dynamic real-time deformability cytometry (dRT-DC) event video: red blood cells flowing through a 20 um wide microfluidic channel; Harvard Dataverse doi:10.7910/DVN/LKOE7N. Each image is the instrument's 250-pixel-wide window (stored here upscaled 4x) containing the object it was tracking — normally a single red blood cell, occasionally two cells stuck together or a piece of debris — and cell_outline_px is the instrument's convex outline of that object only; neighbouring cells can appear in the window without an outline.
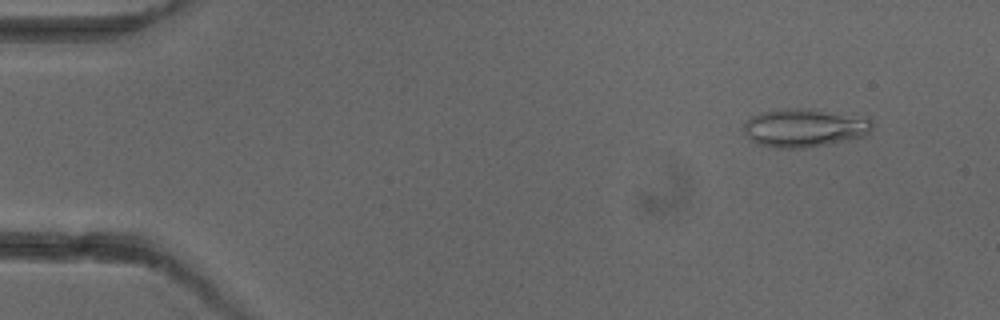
{"species": "common noctule bat (a hibernating species)", "species_latin": "Nyctalus noctula", "temperature_condition": "cold", "stored_images_in_passage": 5, "camera_frame_rate_fps": 3000, "um_per_image_px": 0.085, "animal": {"sex": "female"}, "frame": {"image": 1, "passage_image": 2, "time_ms": 1.333, "image_size_px": [1000, 320], "cell_outline_px": [[872, 128], [864, 136], [848, 140], [828, 144], [804, 148], [776, 148], [756, 144], [744, 132], [744, 124], [752, 116], [764, 112], [788, 108], [812, 108], [868, 116], [872, 120]], "centroid_in_image_um": [68.44, 10.85], "position_along_channel_um": 16.6, "area_um2": 29.07}}